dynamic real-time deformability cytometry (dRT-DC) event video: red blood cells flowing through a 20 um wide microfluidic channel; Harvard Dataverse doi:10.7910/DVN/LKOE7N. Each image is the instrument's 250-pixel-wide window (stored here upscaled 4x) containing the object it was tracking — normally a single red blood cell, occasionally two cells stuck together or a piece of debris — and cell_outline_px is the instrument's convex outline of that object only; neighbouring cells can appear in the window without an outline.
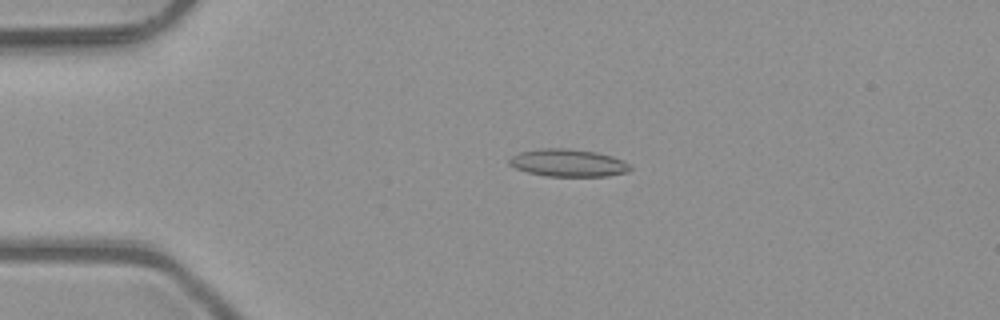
{"species": "common noctule bat (a hibernating species)", "species_latin": "Nyctalus noctula", "temperature_condition": "room temperature", "stored_images_in_passage": 5, "camera_frame_rate_fps": 3000, "um_per_image_px": 0.085, "animal": {"sex": "male", "body_mass_g": 23.1, "forearm_length_mm": 52.7}, "frame": {"image": 1, "passage_image": 3, "time_ms": 0.667, "image_size_px": [1000, 320], "cell_outline_px": [[632, 168], [628, 172], [608, 176], [548, 176], [528, 172], [516, 168], [508, 164], [508, 160], [512, 156], [520, 152], [540, 148], [568, 148], [596, 152], [612, 156], [624, 160], [632, 164]], "centroid_in_image_um": [48.33, 13.84], "position_along_channel_um": 36.7, "area_um2": 19.54}}
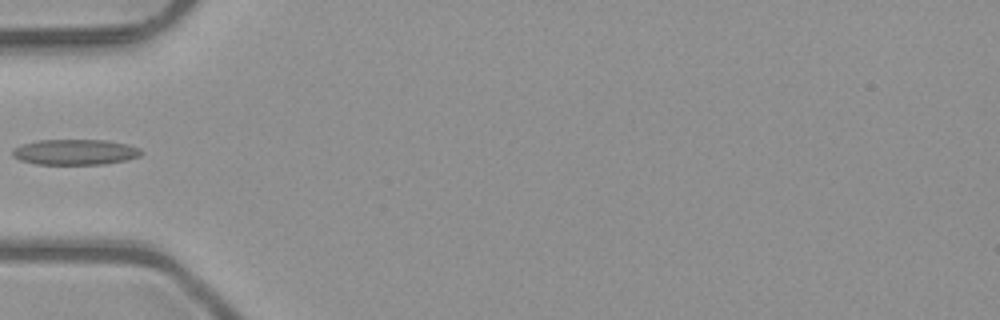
{"frame": {"image": 2, "passage_image": 5, "time_ms": 1.333, "image_size_px": [1000, 320], "cell_outline_px": [[144, 152], [140, 156], [128, 160], [104, 164], [36, 164], [20, 160], [12, 156], [12, 148], [36, 140], [104, 140], [128, 144], [140, 148]], "centroid_in_image_um": [6.41, 12.92], "position_along_channel_um": 78.6, "area_um2": 19.31}}